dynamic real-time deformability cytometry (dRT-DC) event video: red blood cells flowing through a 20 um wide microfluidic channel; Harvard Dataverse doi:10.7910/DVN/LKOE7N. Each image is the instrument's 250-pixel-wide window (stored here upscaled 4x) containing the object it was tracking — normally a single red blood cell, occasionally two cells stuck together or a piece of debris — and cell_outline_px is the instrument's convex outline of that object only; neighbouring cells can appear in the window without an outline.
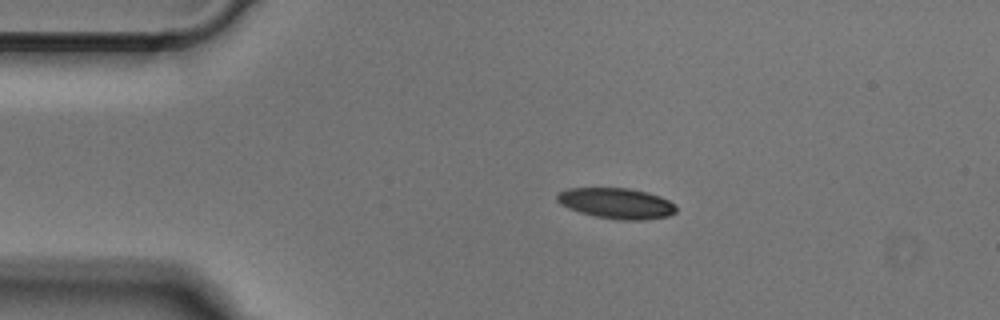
{"species": "Egyptian fruit bat (a non-hibernating species)", "species_latin": "Rousettus aegyptiacus", "temperature_condition": "cold", "stored_images_in_passage": 43, "camera_frame_rate_fps": 3000, "um_per_image_px": 0.085, "animal": {"sex": "male"}, "frame": {"image": 1, "passage_image": 9, "time_ms": 2.667, "image_size_px": [1000, 320], "cell_outline_px": [[676, 212], [668, 216], [644, 220], [620, 220], [596, 216], [580, 212], [568, 208], [560, 204], [556, 200], [556, 192], [568, 188], [628, 188], [648, 192], [660, 196], [676, 204]], "centroid_in_image_um": [52.39, 17.27], "position_along_channel_um": 32.6, "area_um2": 21.44}}
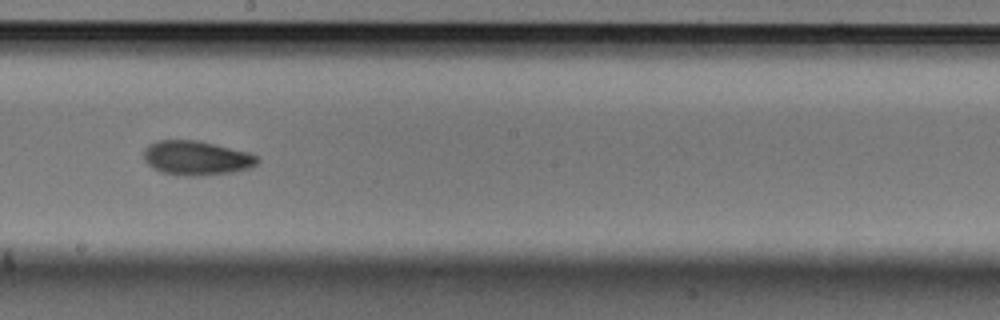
{"frame": {"image": 2, "passage_image": 27, "time_ms": 8.667, "image_size_px": [1000, 320], "cell_outline_px": [[260, 160], [256, 164], [248, 168], [232, 172], [196, 176], [188, 176], [160, 172], [152, 168], [144, 160], [144, 148], [148, 144], [156, 140], [200, 140], [248, 152], [256, 156]], "centroid_in_image_um": [16.66, 13.42], "position_along_channel_um": 231.5, "area_um2": 22.83}}
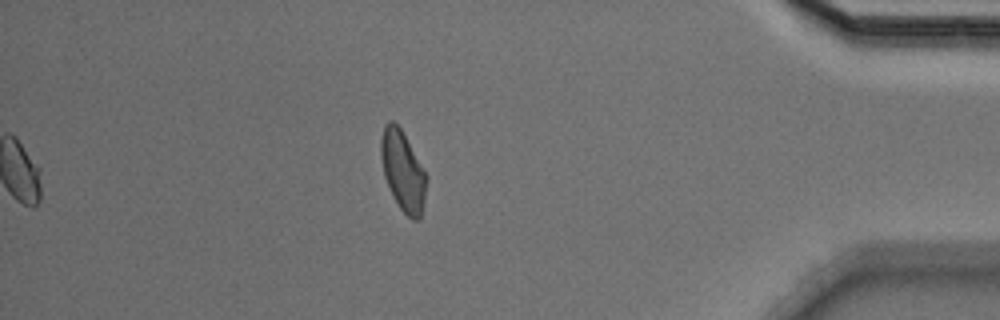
{"frame": {"image": 3, "passage_image": 43, "time_ms": 14.0, "image_size_px": [1000, 320], "cell_outline_px": [[428, 176], [424, 200], [420, 220], [412, 220], [400, 208], [384, 176], [380, 156], [380, 140], [384, 124], [388, 120], [392, 120], [400, 128]], "centroid_in_image_um": [34.24, 14.51], "position_along_channel_um": 401.0, "area_um2": 21.04}}